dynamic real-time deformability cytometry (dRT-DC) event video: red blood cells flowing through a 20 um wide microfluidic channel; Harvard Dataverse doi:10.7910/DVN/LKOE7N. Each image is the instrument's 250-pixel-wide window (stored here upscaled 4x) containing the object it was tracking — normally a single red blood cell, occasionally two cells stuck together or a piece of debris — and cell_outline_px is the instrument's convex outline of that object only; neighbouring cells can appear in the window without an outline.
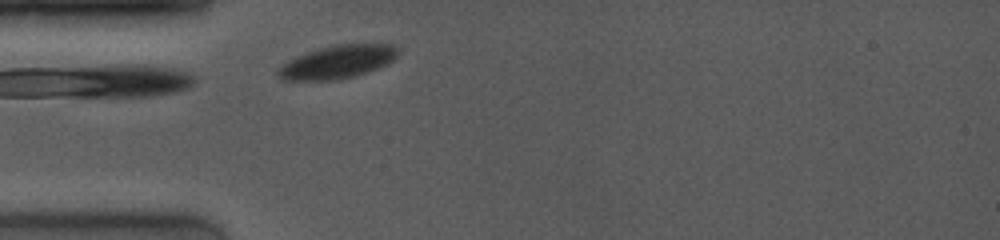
{"species": "common noctule bat (a hibernating species)", "species_latin": "Nyctalus noctula", "temperature_condition": "room temperature", "stored_images_in_passage": 1, "camera_frame_rate_fps": 4000, "um_per_image_px": 0.085, "animal": {"sex": "female", "body_mass_g": 19.0, "forearm_length_mm": 53.3}, "frame": {"image": 1, "passage_image": 1, "time_ms": 0.0, "image_size_px": [1000, 240], "cell_outline_px": [[396, 56], [388, 64], [368, 72], [356, 76], [336, 80], [284, 80], [276, 72], [288, 60], [308, 52], [320, 48], [336, 44], [392, 44], [396, 48]], "centroid_in_image_um": [28.7, 5.27], "position_along_channel_um": 56.3, "area_um2": 22.83}}